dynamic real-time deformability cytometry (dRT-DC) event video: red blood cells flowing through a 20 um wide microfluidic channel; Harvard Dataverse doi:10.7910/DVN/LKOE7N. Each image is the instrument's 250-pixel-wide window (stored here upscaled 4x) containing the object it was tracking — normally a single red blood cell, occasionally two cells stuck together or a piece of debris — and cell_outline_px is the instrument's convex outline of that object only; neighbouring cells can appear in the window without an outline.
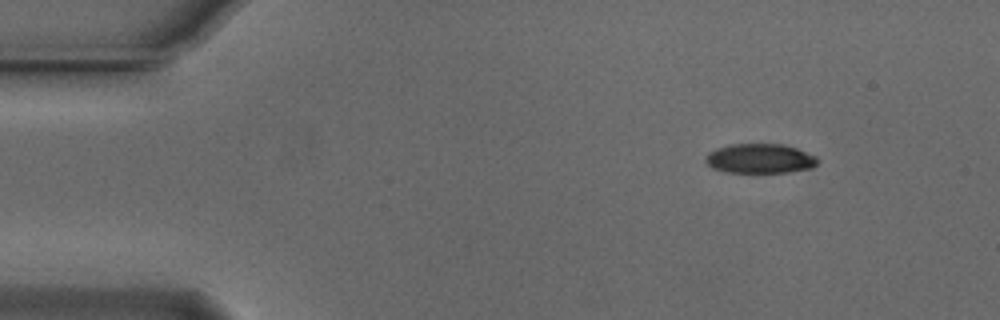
{"species": "Egyptian fruit bat (a non-hibernating species)", "species_latin": "Rousettus aegyptiacus", "temperature_condition": "cold", "stored_images_in_passage": 49, "camera_frame_rate_fps": 3000, "um_per_image_px": 0.085, "animal": {"sex": "male"}, "frame": {"image": 1, "passage_image": 1, "time_ms": 0.0, "image_size_px": [1000, 320], "cell_outline_px": [[820, 160], [812, 168], [788, 172], [724, 172], [712, 168], [704, 160], [704, 156], [708, 152], [732, 144], [784, 144], [796, 148], [816, 156]], "centroid_in_image_um": [64.6, 13.48], "position_along_channel_um": 20.4, "area_um2": 19.31}}
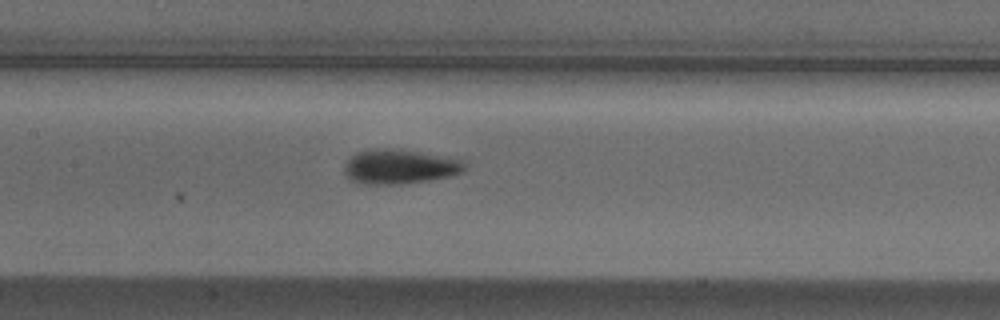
{"frame": {"image": 2, "passage_image": 20, "time_ms": 6.333, "image_size_px": [1000, 320], "cell_outline_px": [[468, 164], [464, 172], [448, 176], [428, 180], [400, 184], [364, 184], [352, 180], [344, 172], [344, 164], [356, 152], [368, 148], [396, 148], [460, 160]], "centroid_in_image_um": [33.93, 14.16], "position_along_channel_um": 173.5, "area_um2": 24.1}}
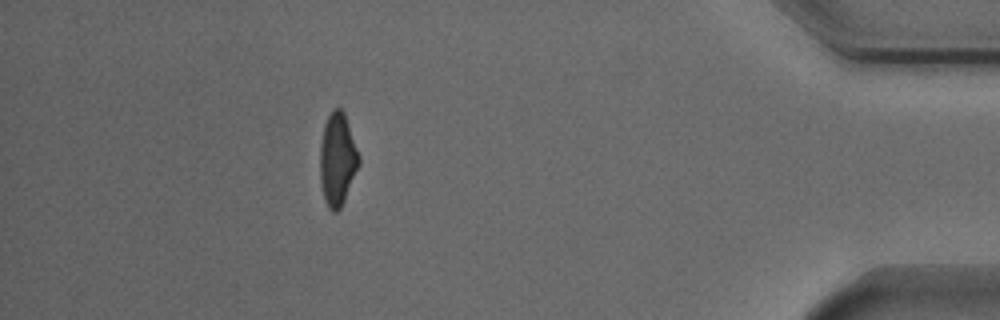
{"frame": {"image": 3, "passage_image": 43, "time_ms": 14.0, "image_size_px": [1000, 320], "cell_outline_px": [[360, 164], [344, 200], [340, 208], [336, 212], [332, 212], [328, 208], [324, 200], [320, 184], [320, 144], [324, 124], [332, 108], [340, 108], [344, 112], [360, 156]], "centroid_in_image_um": [28.67, 13.55], "position_along_channel_um": 406.5, "area_um2": 21.15}, "authors_computed_cell_mechanics": {"area_um2": 21.5594, "velocity_mm_per_s": 3.7511, "shape_relaxation_time_tau1_ms": 2.7963, "shape_relaxation_time_tau2_ms": 2.7586, "deformation_change_tau1": 0.1535, "deformation_change_tau2": 0.0876}}